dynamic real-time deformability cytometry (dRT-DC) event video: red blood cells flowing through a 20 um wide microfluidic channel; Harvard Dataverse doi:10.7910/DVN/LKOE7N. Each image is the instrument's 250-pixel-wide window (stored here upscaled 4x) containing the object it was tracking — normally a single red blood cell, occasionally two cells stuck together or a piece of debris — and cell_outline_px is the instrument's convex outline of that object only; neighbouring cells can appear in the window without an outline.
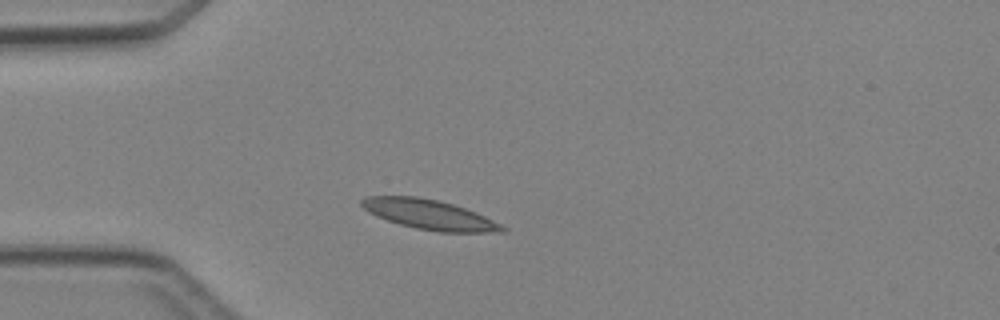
{"species": "Egyptian fruit bat (a non-hibernating species)", "species_latin": "Rousettus aegyptiacus", "temperature_condition": "cold", "stored_images_in_passage": 2, "camera_frame_rate_fps": 3000, "um_per_image_px": 0.085, "animal": {"sex": "female"}, "frame": {"image": 1, "passage_image": 1, "time_ms": 0.0, "image_size_px": [1000, 320], "cell_outline_px": [[508, 232], [440, 232], [416, 228], [400, 224], [376, 216], [368, 212], [360, 204], [360, 200], [368, 196], [416, 196], [440, 200], [476, 212], [508, 228]], "centroid_in_image_um": [36.5, 18.23], "position_along_channel_um": 48.5, "area_um2": 24.33}}